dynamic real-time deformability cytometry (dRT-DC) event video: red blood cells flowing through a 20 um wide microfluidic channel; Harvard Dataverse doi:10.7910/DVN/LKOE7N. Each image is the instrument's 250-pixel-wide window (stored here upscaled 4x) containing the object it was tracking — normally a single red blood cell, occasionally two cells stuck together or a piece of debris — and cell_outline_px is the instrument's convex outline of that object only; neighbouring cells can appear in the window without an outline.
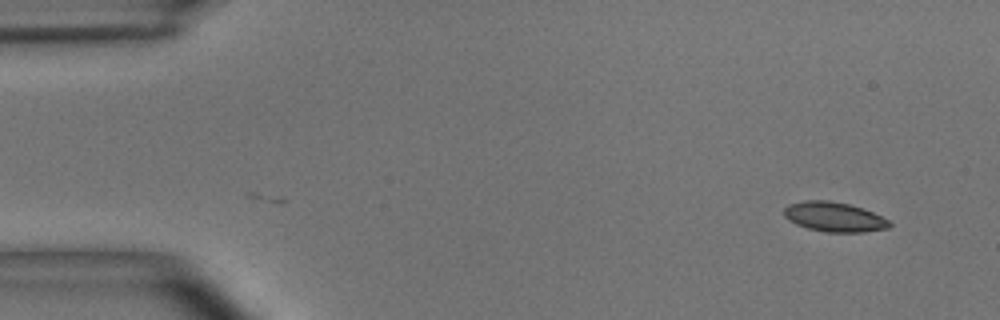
{"species": "common noctule bat (a hibernating species)", "species_latin": "Nyctalus noctula", "temperature_condition": "room temperature", "stored_images_in_passage": 7, "camera_frame_rate_fps": 3000, "um_per_image_px": 0.085, "animal": {"sex": "male", "body_mass_g": 15.6}, "frame": {"image": 1, "passage_image": 7, "time_ms": 2.0, "image_size_px": [1000, 320], "cell_outline_px": [[892, 224], [888, 228], [864, 232], [824, 232], [808, 228], [796, 224], [788, 220], [784, 216], [784, 208], [788, 204], [804, 200], [828, 200], [848, 204], [864, 208], [888, 220]], "centroid_in_image_um": [70.88, 18.43], "position_along_channel_um": 14.1, "area_um2": 18.26}}